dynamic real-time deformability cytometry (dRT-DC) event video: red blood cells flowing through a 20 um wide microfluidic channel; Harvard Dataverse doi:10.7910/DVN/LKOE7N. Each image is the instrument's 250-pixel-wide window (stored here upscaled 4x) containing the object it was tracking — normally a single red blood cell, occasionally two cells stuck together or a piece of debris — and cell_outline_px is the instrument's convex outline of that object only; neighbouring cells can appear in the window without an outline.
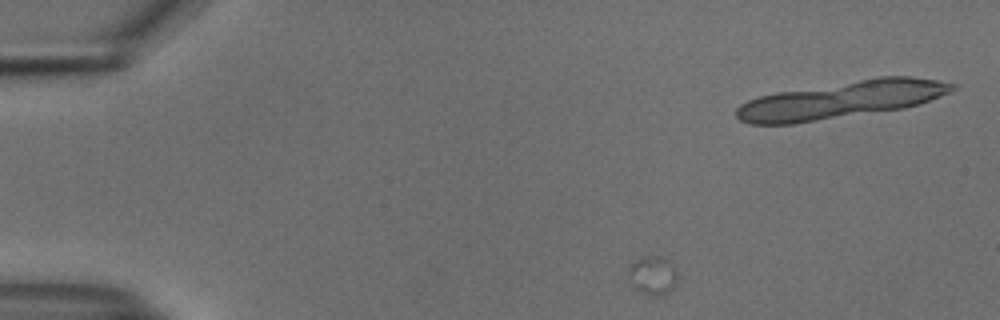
{"species": "common noctule bat (a hibernating species)", "species_latin": "Nyctalus noctula", "temperature_condition": "cold", "stored_images_in_passage": 14, "segment_of_instrument_passage": [1, 2], "camera_frame_rate_fps": 3000, "um_per_image_px": 0.085, "animal": {"sex": "male", "body_mass_g": 18.8}, "frame": {"image": 1, "passage_image": 2, "time_ms": 0.333, "image_size_px": [1000, 320], "cell_outline_px": [[676, 284], [668, 292], [656, 296], [640, 292], [632, 284], [628, 272], [628, 264], [632, 260], [640, 256], [660, 256], [676, 272]], "centroid_in_image_um": [55.4, 23.39], "position_along_channel_um": 29.6, "area_um2": 10.81}}